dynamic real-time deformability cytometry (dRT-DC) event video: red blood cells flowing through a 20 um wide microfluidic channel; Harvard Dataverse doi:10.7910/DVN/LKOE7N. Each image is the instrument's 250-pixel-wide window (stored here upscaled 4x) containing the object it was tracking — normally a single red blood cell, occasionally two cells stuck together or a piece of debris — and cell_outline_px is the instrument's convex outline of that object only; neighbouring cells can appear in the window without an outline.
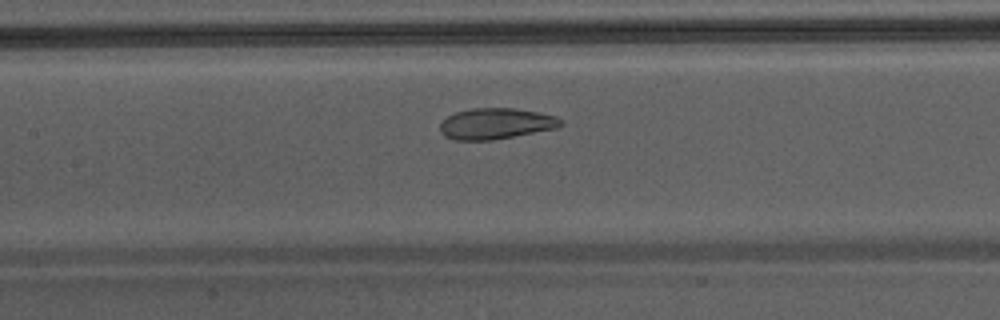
{"species": "Egyptian fruit bat (a non-hibernating species)", "species_latin": "Rousettus aegyptiacus", "temperature_condition": "warm", "stored_images_in_passage": 39, "camera_frame_rate_fps": 3000, "um_per_image_px": 0.085, "animal": {"sex": "male"}, "frame": {"image": 1, "passage_image": 15, "time_ms": 4.667, "image_size_px": [1000, 320], "cell_outline_px": [[564, 124], [556, 128], [492, 140], [456, 140], [444, 136], [440, 132], [440, 124], [448, 116], [456, 112], [472, 108], [516, 108], [540, 112], [556, 116], [564, 120]], "centroid_in_image_um": [42.18, 10.5], "position_along_channel_um": 165.2, "area_um2": 21.85}}
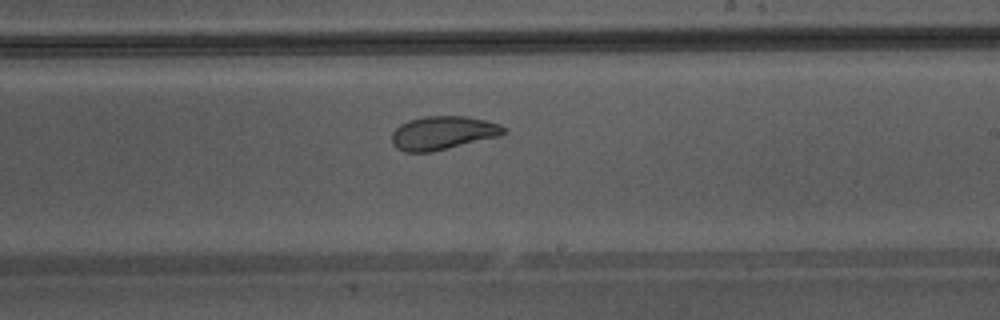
{"frame": {"image": 2, "passage_image": 21, "time_ms": 6.667, "image_size_px": [1000, 320], "cell_outline_px": [[508, 132], [500, 136], [432, 152], [404, 152], [396, 148], [392, 144], [392, 132], [400, 124], [408, 120], [424, 116], [464, 116], [484, 120], [500, 124]], "centroid_in_image_um": [37.63, 11.3], "position_along_channel_um": 251.4, "area_um2": 21.96}}
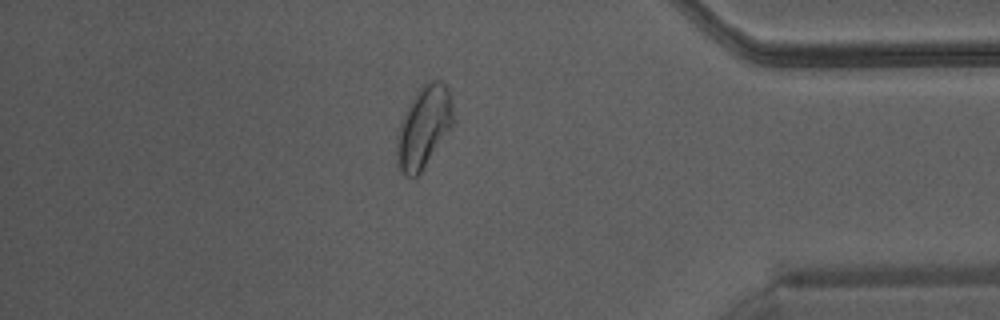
{"frame": {"image": 3, "passage_image": 33, "time_ms": 10.667, "image_size_px": [1000, 320], "cell_outline_px": [[452, 124], [420, 172], [416, 176], [404, 176], [396, 164], [396, 136], [400, 120], [408, 104], [416, 92], [428, 80], [440, 80], [444, 84], [452, 96]], "centroid_in_image_um": [35.96, 10.77], "position_along_channel_um": 399.2, "area_um2": 26.53}, "authors_computed_cell_mechanics": {"area_um2": 24.565, "velocity_mm_per_s": 4.3212, "shape_relaxation_time_tau1_ms": 4.28, "shape_relaxation_time_tau2_ms": 1.2661, "deformation_change_tau1": 0.1382, "deformation_change_tau2": 0.0671}}